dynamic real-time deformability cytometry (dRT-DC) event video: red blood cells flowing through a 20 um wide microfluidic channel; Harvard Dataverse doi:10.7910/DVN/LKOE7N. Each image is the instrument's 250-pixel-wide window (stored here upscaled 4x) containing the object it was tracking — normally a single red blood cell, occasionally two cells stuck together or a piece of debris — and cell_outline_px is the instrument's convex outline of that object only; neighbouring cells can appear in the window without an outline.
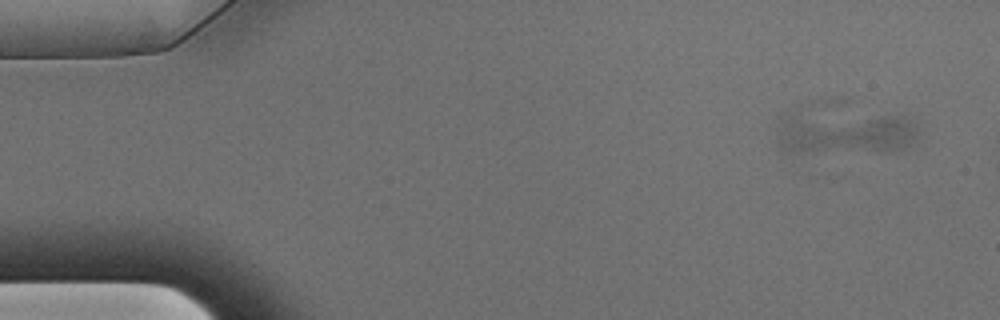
{"species": "Egyptian fruit bat (a non-hibernating species)", "species_latin": "Rousettus aegyptiacus", "temperature_condition": "warm", "stored_images_in_passage": 9, "segment_of_instrument_passage": [1, 2], "camera_frame_rate_fps": 3000, "um_per_image_px": 0.085, "animal": {"sex": "male"}, "frame": {"image": 1, "passage_image": 3, "time_ms": 0.667, "image_size_px": [1000, 320], "cell_outline_px": [[916, 140], [912, 144], [904, 148], [792, 152], [784, 148], [780, 144], [780, 120], [784, 112], [788, 112], [904, 116], [916, 124]], "centroid_in_image_um": [71.79, 11.22], "position_along_channel_um": 13.2, "area_um2": 34.28}}